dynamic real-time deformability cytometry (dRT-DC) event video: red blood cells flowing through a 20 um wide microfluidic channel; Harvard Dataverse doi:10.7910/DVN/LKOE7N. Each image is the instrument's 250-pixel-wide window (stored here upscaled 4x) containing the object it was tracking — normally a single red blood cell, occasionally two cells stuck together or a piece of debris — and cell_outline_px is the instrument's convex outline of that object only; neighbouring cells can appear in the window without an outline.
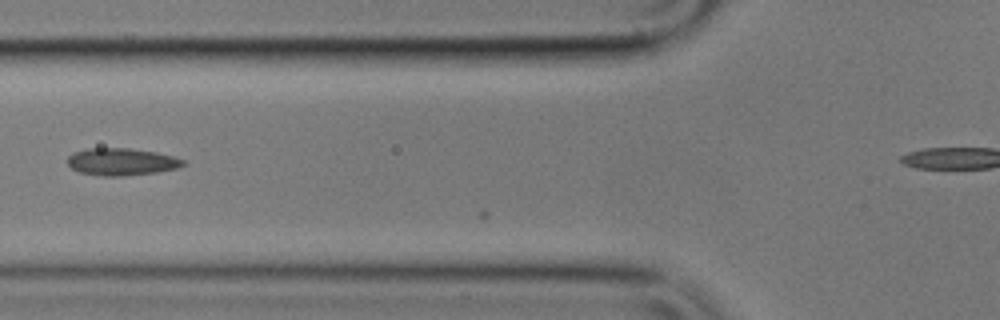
{"species": "common noctule bat (a hibernating species)", "species_latin": "Nyctalus noctula", "temperature_condition": "cold", "stored_images_in_passage": 6, "camera_frame_rate_fps": 3000, "um_per_image_px": 0.085, "animal": {"sex": "male", "body_mass_g": 17.9}, "frame": {"image": 1, "passage_image": 4, "time_ms": 1.0, "image_size_px": [1000, 320], "cell_outline_px": [[188, 164], [176, 168], [156, 172], [120, 176], [104, 176], [80, 172], [72, 168], [68, 164], [68, 156], [72, 152], [88, 148], [128, 148], [156, 152], [172, 156], [184, 160]], "centroid_in_image_um": [10.33, 13.74], "position_along_channel_um": 115.5, "area_um2": 18.26}}